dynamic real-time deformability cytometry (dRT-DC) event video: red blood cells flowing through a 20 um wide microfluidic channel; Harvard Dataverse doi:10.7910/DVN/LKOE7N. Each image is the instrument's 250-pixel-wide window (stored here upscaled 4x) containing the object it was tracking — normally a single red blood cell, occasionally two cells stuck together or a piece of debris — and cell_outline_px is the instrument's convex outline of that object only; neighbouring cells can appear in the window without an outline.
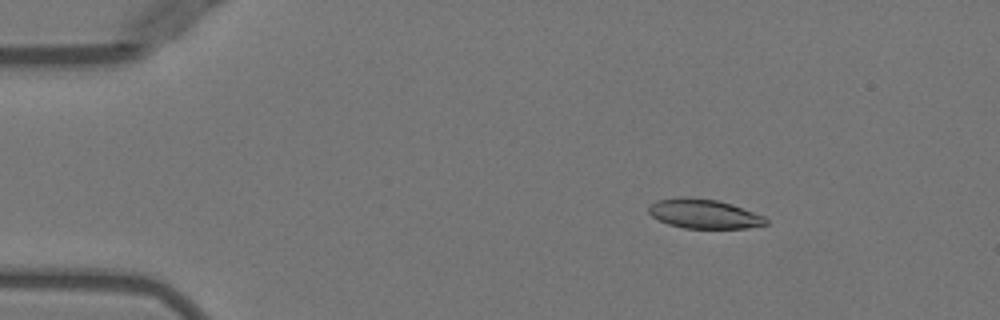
{"species": "Egyptian fruit bat (a non-hibernating species)", "species_latin": "Rousettus aegyptiacus", "temperature_condition": "warm", "stored_images_in_passage": 32, "camera_frame_rate_fps": 3000, "um_per_image_px": 0.085, "animal": {"sex": "female"}, "frame": {"image": 1, "passage_image": 3, "time_ms": 0.667, "image_size_px": [1000, 320], "cell_outline_px": [[768, 224], [748, 228], [684, 228], [668, 224], [652, 216], [648, 212], [648, 208], [656, 200], [680, 196], [688, 196], [716, 200], [732, 204], [764, 216], [768, 220]], "centroid_in_image_um": [59.83, 18.16], "position_along_channel_um": 25.2, "area_um2": 20.11}}
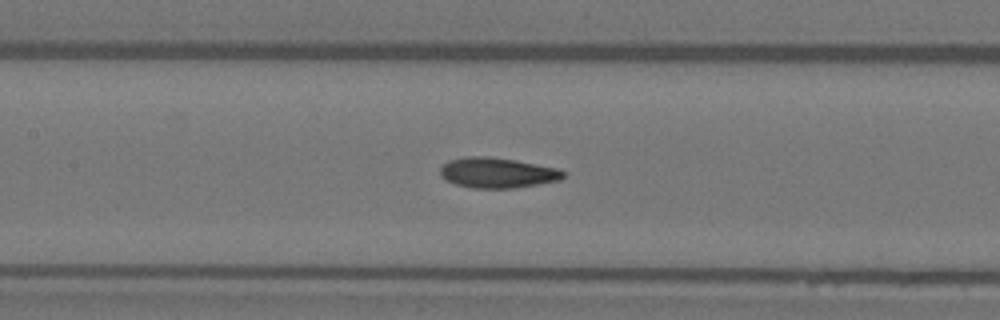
{"frame": {"image": 2, "passage_image": 19, "time_ms": 6.0, "image_size_px": [1000, 320], "cell_outline_px": [[568, 172], [560, 180], [516, 188], [472, 188], [456, 184], [444, 180], [440, 176], [440, 168], [448, 160], [468, 156], [488, 156], [516, 160], [560, 168]], "centroid_in_image_um": [42.3, 14.68], "position_along_channel_um": 165.1, "area_um2": 22.08}}
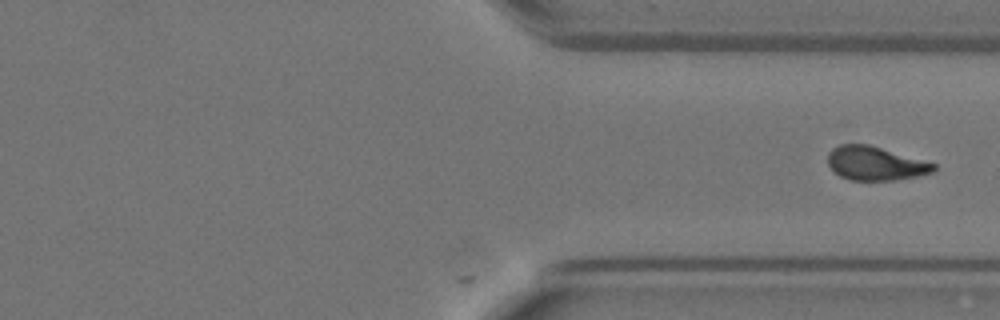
{"frame": {"image": 3, "passage_image": 32, "time_ms": 10.333, "image_size_px": [1000, 320], "cell_outline_px": [[936, 168], [932, 172], [916, 176], [892, 180], [852, 180], [840, 176], [828, 164], [828, 152], [832, 148], [840, 144], [868, 144], [936, 164]], "centroid_in_image_um": [74.37, 13.88], "position_along_channel_um": 337.0, "area_um2": 20.52}}